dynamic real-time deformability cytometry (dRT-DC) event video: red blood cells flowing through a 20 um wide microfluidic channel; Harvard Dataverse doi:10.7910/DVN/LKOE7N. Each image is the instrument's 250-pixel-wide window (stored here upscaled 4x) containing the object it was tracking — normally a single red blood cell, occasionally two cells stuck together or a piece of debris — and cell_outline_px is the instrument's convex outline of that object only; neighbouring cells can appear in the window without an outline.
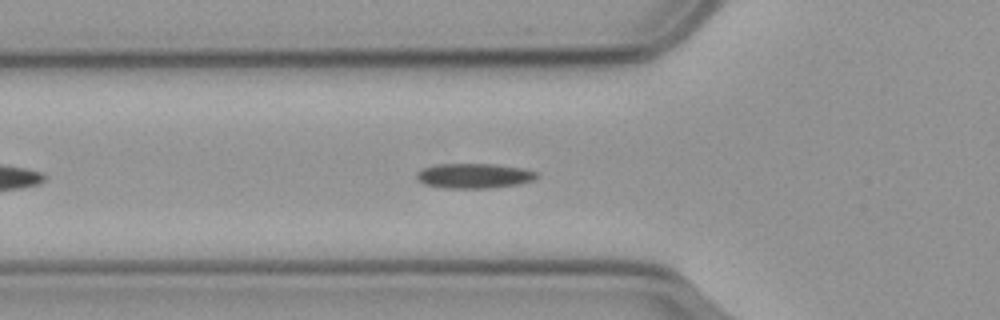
{"species": "common noctule bat (a hibernating species)", "species_latin": "Nyctalus noctula", "temperature_condition": "cold", "stored_images_in_passage": 49, "segment_of_instrument_passage": [1, 2], "camera_frame_rate_fps": 3000, "um_per_image_px": 0.085, "animal": {"sex": "male", "body_mass_g": 23.1, "forearm_length_mm": 52.7}, "frame": {"image": 1, "passage_image": 10, "time_ms": 3.0, "image_size_px": [1000, 320], "cell_outline_px": [[540, 176], [532, 180], [520, 184], [492, 188], [444, 188], [424, 184], [416, 180], [416, 172], [420, 168], [436, 164], [496, 164], [524, 168], [536, 172]], "centroid_in_image_um": [40.27, 14.94], "position_along_channel_um": 85.5, "area_um2": 17.74}}
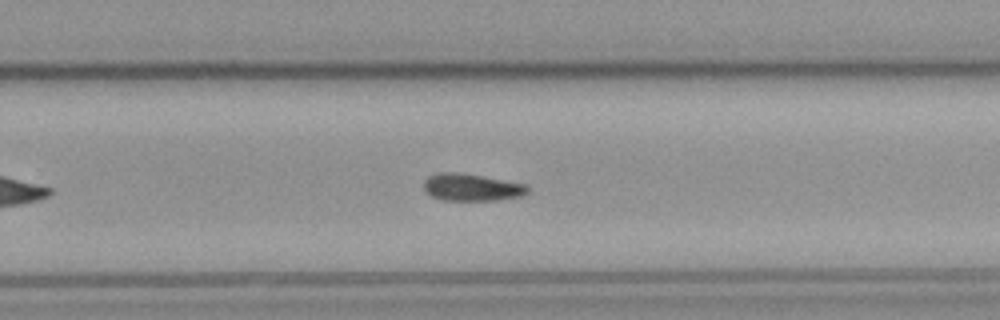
{"frame": {"image": 2, "passage_image": 27, "time_ms": 8.667, "image_size_px": [1000, 320], "cell_outline_px": [[528, 192], [524, 196], [500, 200], [440, 200], [432, 196], [424, 188], [424, 180], [428, 176], [440, 172], [456, 172], [528, 184]], "centroid_in_image_um": [40.12, 15.93], "position_along_channel_um": 289.7, "area_um2": 16.47}}
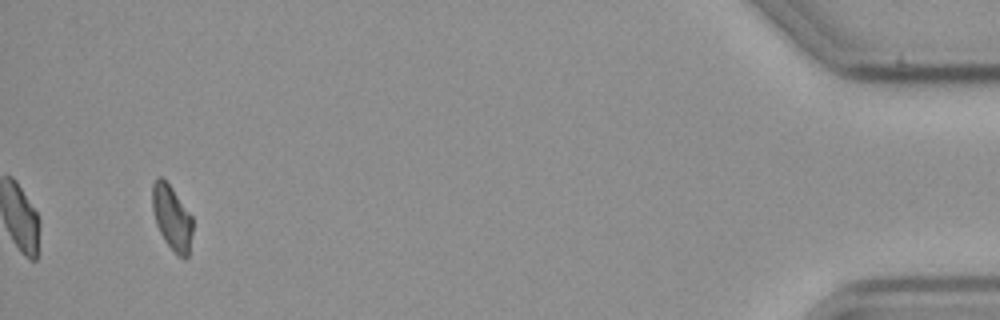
{"frame": {"image": 3, "passage_image": 45, "time_ms": 14.667, "image_size_px": [1000, 320], "cell_outline_px": [[192, 232], [188, 256], [180, 256], [164, 240], [156, 224], [152, 208], [152, 184], [160, 176], [172, 188], [192, 216]], "centroid_in_image_um": [14.6, 18.47], "position_along_channel_um": 420.6, "area_um2": 14.8}}